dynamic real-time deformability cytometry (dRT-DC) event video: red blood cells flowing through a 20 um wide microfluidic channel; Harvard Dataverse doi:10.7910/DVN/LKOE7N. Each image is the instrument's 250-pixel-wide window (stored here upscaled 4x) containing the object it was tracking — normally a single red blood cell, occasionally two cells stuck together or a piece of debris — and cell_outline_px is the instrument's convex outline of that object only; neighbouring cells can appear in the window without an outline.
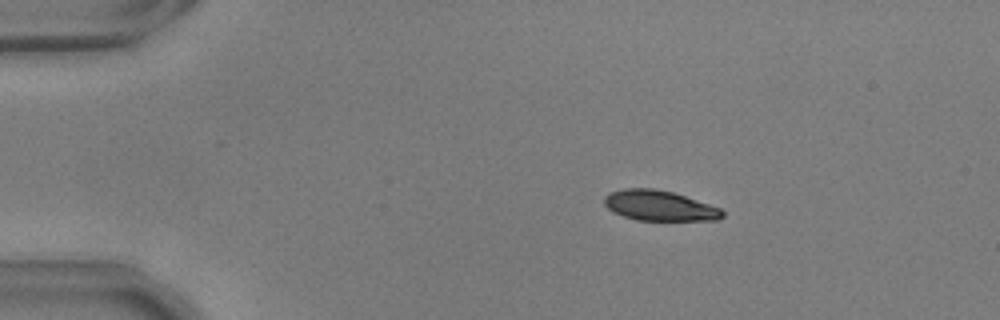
{"species": "common noctule bat (a hibernating species)", "species_latin": "Nyctalus noctula", "temperature_condition": "warm", "stored_images_in_passage": 25, "camera_frame_rate_fps": 3000, "um_per_image_px": 0.085, "animal": {"sex": "male", "body_mass_g": 17.9, "forearm_length_mm": 54.2}, "frame": {"image": 1, "passage_image": 1, "time_ms": 0.0, "image_size_px": [1000, 320], "cell_outline_px": [[724, 216], [716, 220], [636, 220], [612, 212], [604, 204], [604, 196], [608, 192], [624, 188], [656, 188], [672, 192], [720, 208], [724, 212]], "centroid_in_image_um": [56.0, 17.47], "position_along_channel_um": 29.0, "area_um2": 20.81}}
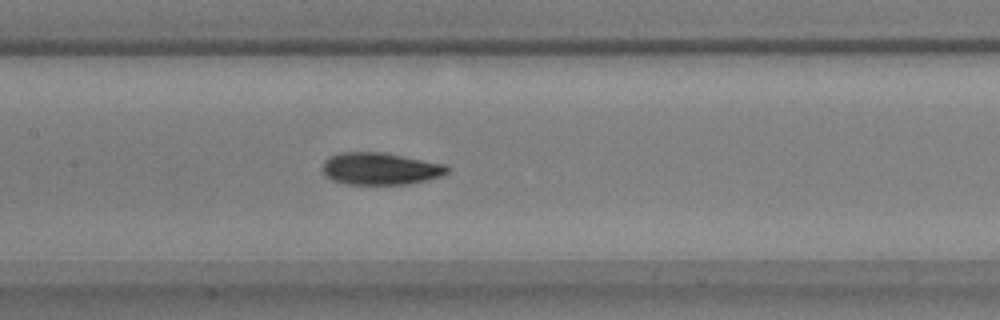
{"frame": {"image": 2, "passage_image": 18, "time_ms": 5.667, "image_size_px": [1000, 320], "cell_outline_px": [[448, 172], [440, 176], [428, 180], [408, 184], [344, 184], [332, 180], [324, 172], [324, 160], [328, 156], [340, 152], [384, 152], [444, 164], [448, 168]], "centroid_in_image_um": [32.31, 14.33], "position_along_channel_um": 175.1, "area_um2": 23.29}}
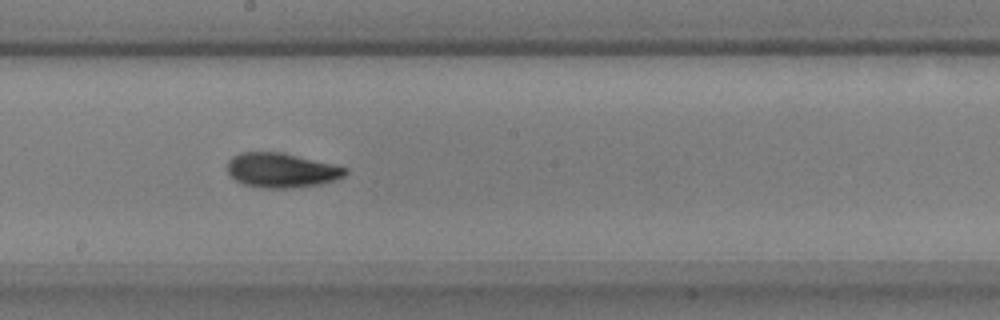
{"frame": {"image": 3, "passage_image": 22, "time_ms": 7.0, "image_size_px": [1000, 320], "cell_outline_px": [[348, 172], [344, 176], [320, 184], [292, 188], [264, 188], [244, 184], [236, 180], [228, 172], [228, 160], [232, 156], [240, 152], [284, 152], [348, 168]], "centroid_in_image_um": [23.92, 14.46], "position_along_channel_um": 224.3, "area_um2": 23.7}}